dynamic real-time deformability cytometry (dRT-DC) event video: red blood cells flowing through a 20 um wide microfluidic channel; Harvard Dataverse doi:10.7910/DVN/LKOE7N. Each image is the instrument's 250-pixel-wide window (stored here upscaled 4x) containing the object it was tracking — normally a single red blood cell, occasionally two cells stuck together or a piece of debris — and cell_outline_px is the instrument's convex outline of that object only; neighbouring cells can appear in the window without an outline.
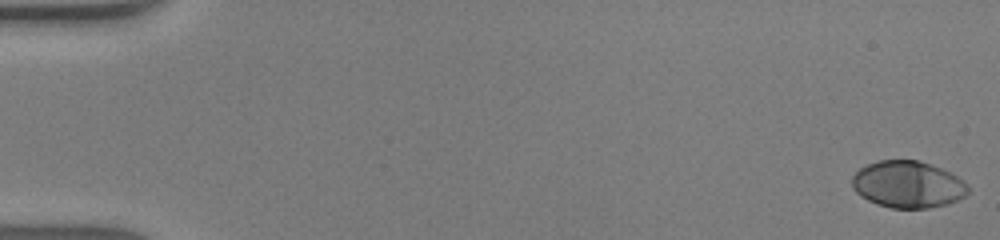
{"species": "human", "species_latin": "Homo sapiens", "temperature_condition": "warm", "stored_images_in_passage": 48, "camera_frame_rate_fps": 3000, "um_per_image_px": 0.085, "donor": {"sex": "male"}, "frame": {"image": 1, "passage_image": 1, "time_ms": 0.0, "image_size_px": [1000, 240], "cell_outline_px": [[968, 192], [964, 196], [948, 204], [928, 208], [892, 208], [876, 204], [860, 196], [852, 188], [852, 176], [860, 168], [868, 164], [880, 160], [920, 160], [940, 168], [956, 176], [968, 184]], "centroid_in_image_um": [77.14, 15.68], "position_along_channel_um": 7.9, "area_um2": 31.62}}
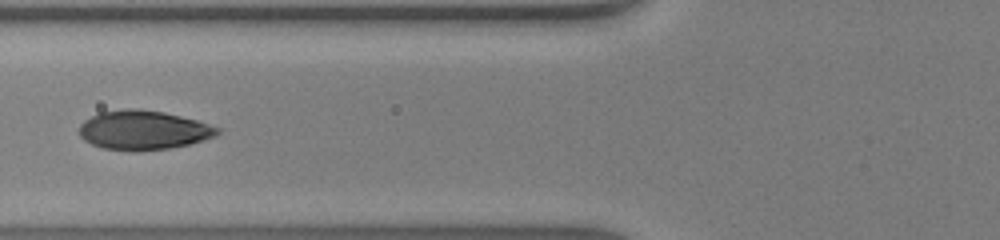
{"frame": {"image": 2, "passage_image": 20, "time_ms": 6.333, "image_size_px": [1000, 240], "cell_outline_px": [[220, 132], [216, 136], [204, 140], [188, 144], [168, 148], [140, 152], [136, 152], [104, 148], [92, 144], [84, 140], [80, 136], [80, 124], [84, 120], [100, 112], [124, 108], [136, 108], [164, 112], [196, 120], [220, 128]], "centroid_in_image_um": [12.18, 11.06], "position_along_channel_um": 113.6, "area_um2": 31.67}}
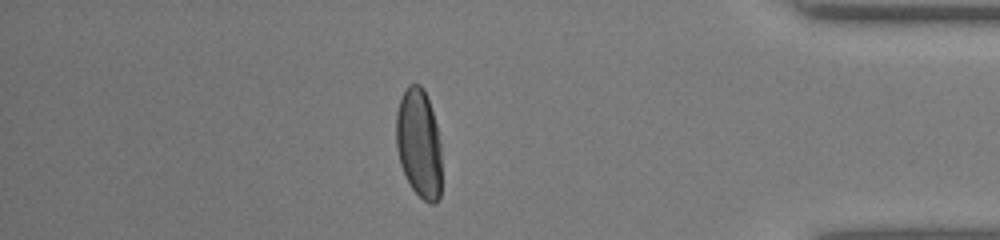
{"frame": {"image": 3, "passage_image": 42, "time_ms": 13.667, "image_size_px": [1000, 240], "cell_outline_px": [[440, 196], [436, 204], [428, 204], [412, 188], [400, 164], [396, 148], [396, 112], [400, 100], [408, 84], [420, 84], [424, 88], [436, 124], [440, 144]], "centroid_in_image_um": [35.59, 12.19], "position_along_channel_um": 399.6, "area_um2": 28.78}, "authors_computed_cell_mechanics": {"area_um2": 31.5299, "velocity_mm_per_s": 4.3351, "shape_relaxation_time_tau1_ms": 2.758, "shape_relaxation_time_tau2_ms": null, "deformation_change_tau1": 0.2, "deformation_change_tau2": null}}